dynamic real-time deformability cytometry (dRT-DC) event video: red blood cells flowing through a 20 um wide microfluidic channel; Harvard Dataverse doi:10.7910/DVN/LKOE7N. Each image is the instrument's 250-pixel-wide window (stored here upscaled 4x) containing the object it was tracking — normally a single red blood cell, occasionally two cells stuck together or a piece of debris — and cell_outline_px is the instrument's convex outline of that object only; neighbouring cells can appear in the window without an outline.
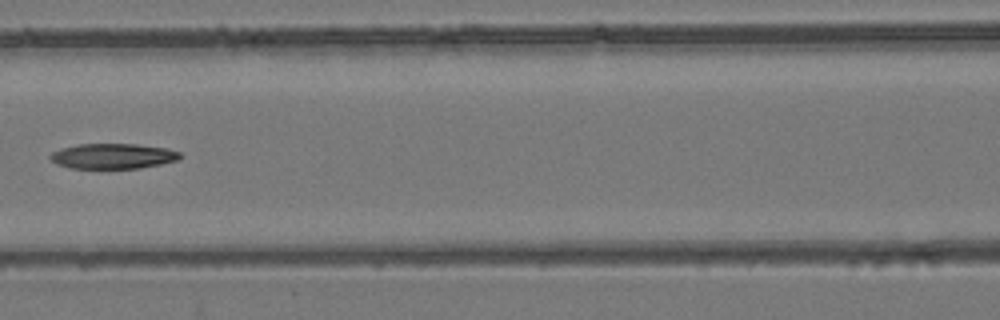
{"species": "common noctule bat (a hibernating species)", "species_latin": "Nyctalus noctula", "temperature_condition": "room temperature", "stored_images_in_passage": 8, "camera_frame_rate_fps": 3000, "um_per_image_px": 0.085, "animal": {"sex": "female", "body_mass_g": 24.6, "forearm_length_mm": 56.2}, "frame": {"image": 1, "passage_image": 7, "time_ms": 8.0, "image_size_px": [1000, 320], "cell_outline_px": [[184, 156], [180, 160], [140, 168], [68, 168], [56, 164], [48, 156], [52, 152], [60, 148], [76, 144], [136, 144], [168, 148], [180, 152]], "centroid_in_image_um": [9.62, 13.26], "position_along_channel_um": 157.0, "area_um2": 19.36}}
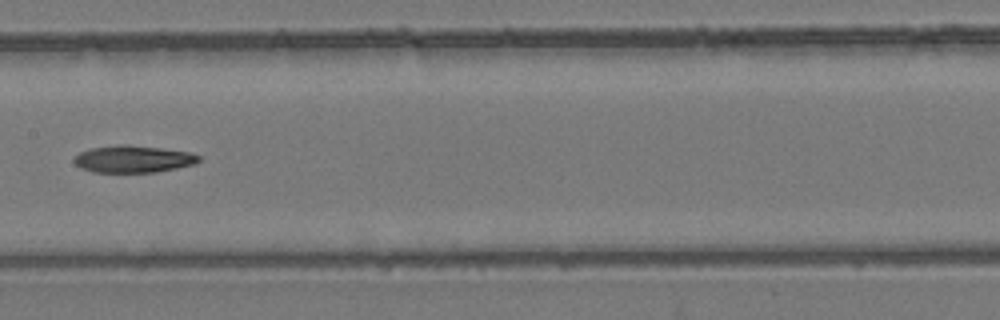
{"frame": {"image": 2, "passage_image": 8, "time_ms": 9.0, "image_size_px": [1000, 320], "cell_outline_px": [[200, 160], [196, 164], [156, 172], [92, 172], [80, 168], [72, 160], [80, 152], [92, 148], [120, 144], [124, 144], [160, 148], [188, 152], [200, 156]], "centroid_in_image_um": [11.31, 13.52], "position_along_channel_um": 196.1, "area_um2": 19.59}}